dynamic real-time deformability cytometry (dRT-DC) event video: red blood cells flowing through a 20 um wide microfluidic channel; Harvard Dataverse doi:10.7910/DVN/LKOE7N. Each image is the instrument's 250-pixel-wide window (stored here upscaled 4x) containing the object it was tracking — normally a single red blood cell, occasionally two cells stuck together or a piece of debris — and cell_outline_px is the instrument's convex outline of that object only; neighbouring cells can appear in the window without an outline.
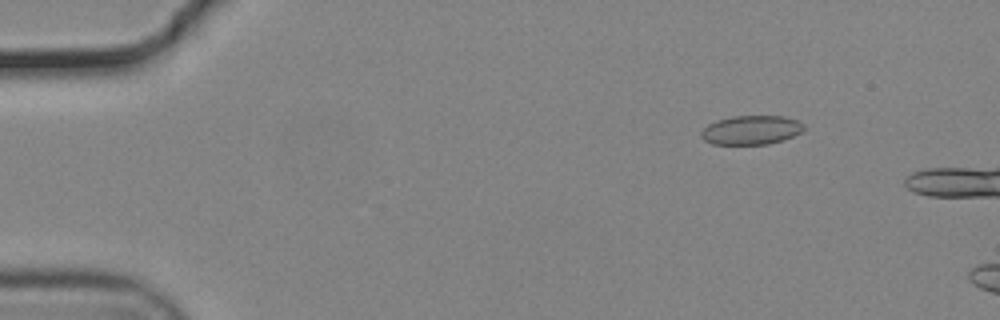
{"species": "common noctule bat (a hibernating species)", "species_latin": "Nyctalus noctula", "temperature_condition": "cold", "stored_images_in_passage": 13, "camera_frame_rate_fps": 3000, "um_per_image_px": 0.085, "animal": {"sex": "male", "body_mass_g": 19.2, "forearm_length_mm": 51.8}, "frame": {"image": 1, "passage_image": 8, "time_ms": 2.333, "image_size_px": [1000, 320], "cell_outline_px": [[804, 128], [800, 132], [784, 140], [768, 144], [712, 144], [704, 140], [700, 136], [700, 132], [708, 124], [716, 120], [732, 116], [784, 116], [796, 120], [804, 124]], "centroid_in_image_um": [63.82, 11.05], "position_along_channel_um": 21.2, "area_um2": 17.4}}